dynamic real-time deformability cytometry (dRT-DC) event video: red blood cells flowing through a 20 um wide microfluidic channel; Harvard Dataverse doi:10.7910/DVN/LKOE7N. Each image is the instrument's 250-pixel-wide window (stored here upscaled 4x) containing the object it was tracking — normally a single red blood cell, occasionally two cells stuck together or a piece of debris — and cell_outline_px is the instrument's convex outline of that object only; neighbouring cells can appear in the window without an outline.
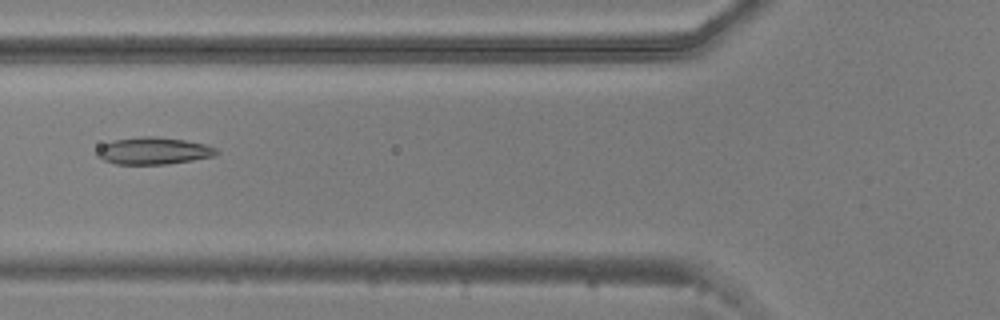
{"species": "common noctule bat (a hibernating species)", "species_latin": "Nyctalus noctula", "temperature_condition": "warm", "stored_images_in_passage": 38, "camera_frame_rate_fps": 3000, "um_per_image_px": 0.085, "animal": {"sex": "male", "body_mass_g": 20.5, "forearm_length_mm": 52.5}, "frame": {"image": 1, "passage_image": 4, "time_ms": 1.0, "image_size_px": [1000, 320], "cell_outline_px": [[220, 152], [216, 156], [168, 164], [116, 164], [104, 160], [96, 156], [96, 148], [100, 144], [112, 140], [140, 136], [156, 136], [184, 140], [208, 144], [216, 148]], "centroid_in_image_um": [13.03, 12.81], "position_along_channel_um": 112.8, "area_um2": 19.25}}
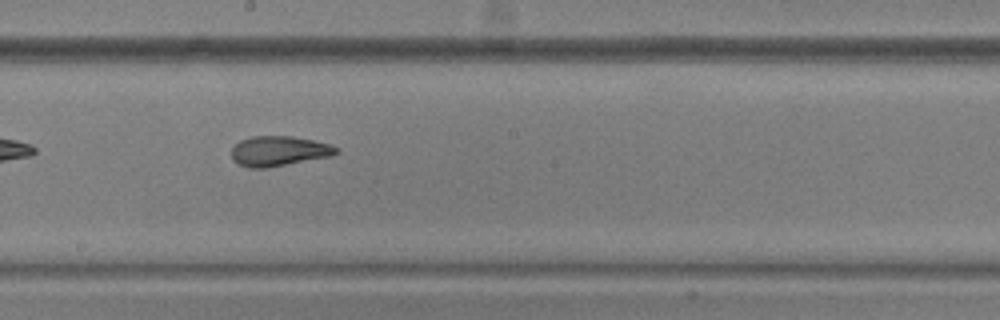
{"frame": {"image": 2, "passage_image": 13, "time_ms": 4.0, "image_size_px": [1000, 320], "cell_outline_px": [[340, 152], [332, 156], [268, 168], [248, 168], [232, 160], [232, 148], [240, 140], [252, 136], [292, 136], [312, 140], [328, 144], [340, 148]], "centroid_in_image_um": [23.72, 12.85], "position_along_channel_um": 224.5, "area_um2": 18.44}}
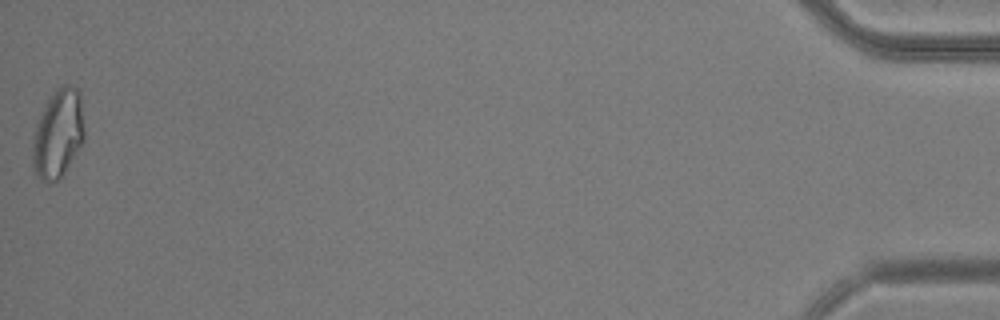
{"frame": {"image": 3, "passage_image": 38, "time_ms": 12.333, "image_size_px": [1000, 320], "cell_outline_px": [[84, 140], [80, 148], [60, 180], [48, 184], [40, 180], [36, 176], [32, 164], [32, 136], [40, 116], [48, 100], [56, 88], [64, 84], [68, 84], [76, 88], [80, 92], [84, 128]], "centroid_in_image_um": [4.93, 11.42], "position_along_channel_um": 430.3, "area_um2": 27.11}}